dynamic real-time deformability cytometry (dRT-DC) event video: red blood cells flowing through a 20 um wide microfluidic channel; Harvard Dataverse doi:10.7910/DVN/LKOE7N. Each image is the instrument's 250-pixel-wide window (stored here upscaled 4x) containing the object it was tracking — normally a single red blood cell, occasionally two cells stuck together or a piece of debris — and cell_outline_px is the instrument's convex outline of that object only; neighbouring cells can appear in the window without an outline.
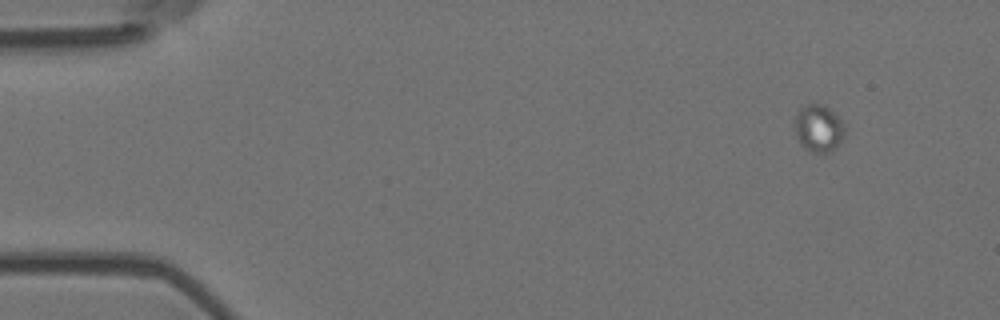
{"species": "Egyptian fruit bat (a non-hibernating species)", "species_latin": "Rousettus aegyptiacus", "temperature_condition": "room temperature", "stored_images_in_passage": 14, "camera_frame_rate_fps": 3000, "um_per_image_px": 0.085, "animal": {"sex": "female"}, "frame": {"image": 1, "passage_image": 1, "time_ms": 0.0, "image_size_px": [1000, 320], "cell_outline_px": [[844, 136], [836, 148], [828, 152], [812, 152], [800, 144], [796, 136], [796, 116], [800, 108], [804, 104], [820, 104], [828, 108], [844, 124]], "centroid_in_image_um": [69.58, 10.91], "position_along_channel_um": 15.4, "area_um2": 13.47}}
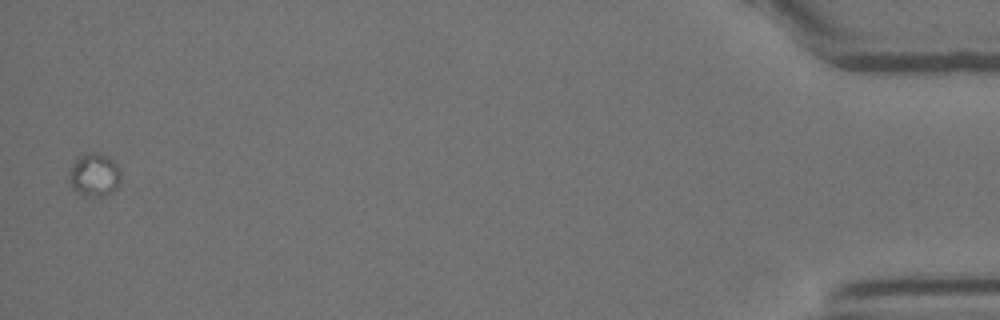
{"frame": {"image": 2, "passage_image": 14, "time_ms": 4.333, "image_size_px": [1000, 320], "cell_outline_px": [[120, 184], [112, 192], [100, 196], [88, 196], [72, 188], [72, 168], [76, 160], [80, 156], [88, 152], [96, 152], [108, 156], [120, 168]], "centroid_in_image_um": [8.1, 14.85], "position_along_channel_um": 427.1, "area_um2": 12.48}}